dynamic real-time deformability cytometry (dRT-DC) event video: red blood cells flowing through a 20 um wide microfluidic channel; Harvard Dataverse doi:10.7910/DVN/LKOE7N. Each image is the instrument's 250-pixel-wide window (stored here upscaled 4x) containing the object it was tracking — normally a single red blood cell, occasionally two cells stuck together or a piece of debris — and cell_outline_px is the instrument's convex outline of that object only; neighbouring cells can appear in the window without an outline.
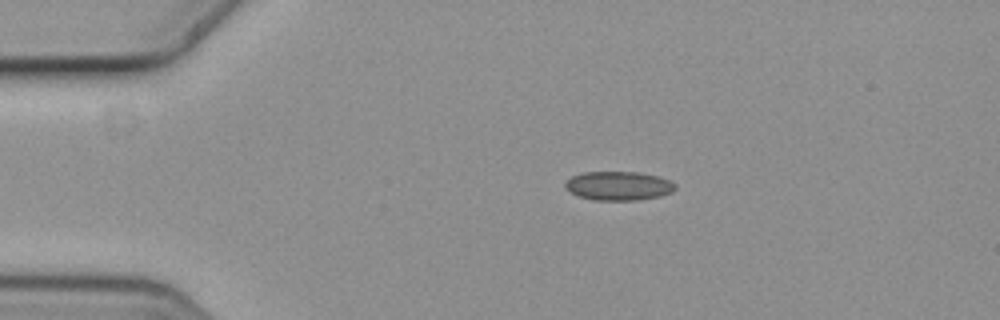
{"species": "common noctule bat (a hibernating species)", "species_latin": "Nyctalus noctula", "temperature_condition": "cold", "stored_images_in_passage": 2, "camera_frame_rate_fps": 3000, "um_per_image_px": 0.085, "animal": {"sex": "female", "body_mass_g": 19.3, "forearm_length_mm": 54.1}, "frame": {"image": 1, "passage_image": 2, "time_ms": 0.333, "image_size_px": [1000, 320], "cell_outline_px": [[676, 188], [672, 192], [660, 196], [636, 200], [596, 200], [580, 196], [572, 192], [564, 184], [572, 176], [584, 172], [640, 172], [660, 176], [676, 184]], "centroid_in_image_um": [52.63, 15.78], "position_along_channel_um": 32.4, "area_um2": 18.38}}